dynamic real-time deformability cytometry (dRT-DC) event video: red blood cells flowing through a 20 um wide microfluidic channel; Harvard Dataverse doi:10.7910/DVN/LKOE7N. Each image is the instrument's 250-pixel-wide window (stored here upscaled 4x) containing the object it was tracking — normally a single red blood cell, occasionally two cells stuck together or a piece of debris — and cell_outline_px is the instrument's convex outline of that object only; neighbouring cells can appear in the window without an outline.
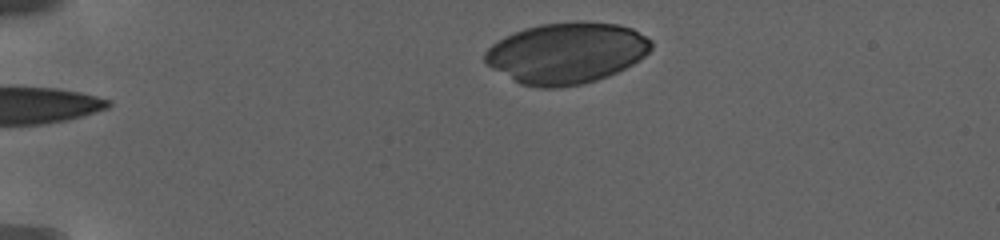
{"species": "human", "species_latin": "Homo sapiens", "temperature_condition": "warm", "stored_images_in_passage": 39, "camera_frame_rate_fps": 3000, "um_per_image_px": 0.085, "donor": {"sex": "female"}, "frame": {"image": 1, "passage_image": 2, "time_ms": 0.333, "image_size_px": [1000, 240], "cell_outline_px": [[652, 48], [644, 56], [632, 64], [608, 76], [596, 80], [580, 84], [556, 88], [540, 88], [520, 84], [492, 68], [484, 60], [484, 52], [492, 44], [504, 36], [524, 28], [540, 24], [576, 20], [584, 20], [620, 24], [632, 28], [652, 40]], "centroid_in_image_um": [48.15, 4.48], "position_along_channel_um": 36.8, "area_um2": 59.53}}
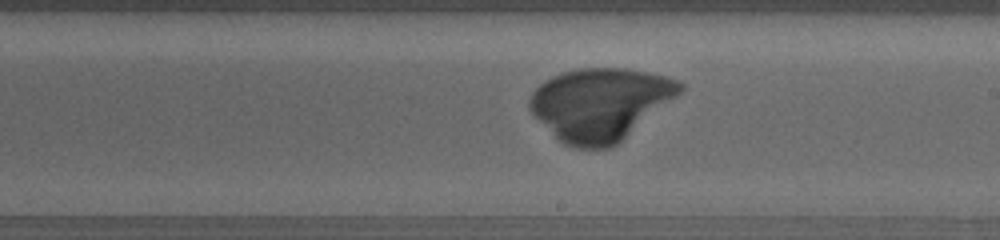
{"frame": {"image": 2, "passage_image": 24, "time_ms": 9.667, "image_size_px": [1000, 240], "cell_outline_px": [[684, 88], [676, 96], [612, 148], [572, 148], [556, 140], [528, 108], [528, 100], [532, 92], [544, 80], [552, 76], [564, 72], [580, 68], [624, 68], [648, 72], [668, 76], [684, 84]], "centroid_in_image_um": [50.97, 8.85], "position_along_channel_um": 238.0, "area_um2": 63.29}}
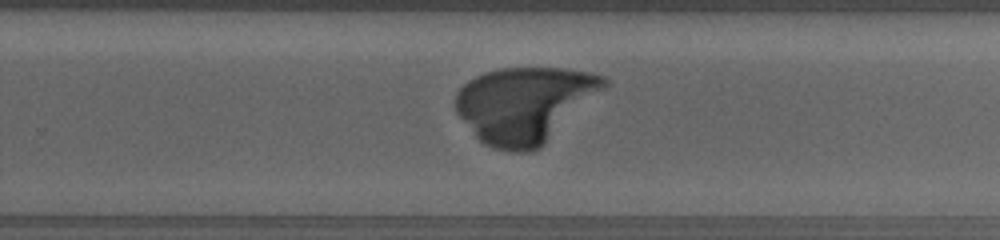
{"frame": {"image": 3, "passage_image": 29, "time_ms": 11.333, "image_size_px": [1000, 240], "cell_outline_px": [[608, 84], [604, 88], [540, 148], [532, 152], [508, 152], [492, 148], [484, 144], [476, 136], [456, 112], [452, 104], [456, 92], [468, 80], [484, 72], [500, 68], [564, 68], [592, 72], [604, 76], [608, 80]], "centroid_in_image_um": [44.56, 8.88], "position_along_channel_um": 285.2, "area_um2": 65.55}}